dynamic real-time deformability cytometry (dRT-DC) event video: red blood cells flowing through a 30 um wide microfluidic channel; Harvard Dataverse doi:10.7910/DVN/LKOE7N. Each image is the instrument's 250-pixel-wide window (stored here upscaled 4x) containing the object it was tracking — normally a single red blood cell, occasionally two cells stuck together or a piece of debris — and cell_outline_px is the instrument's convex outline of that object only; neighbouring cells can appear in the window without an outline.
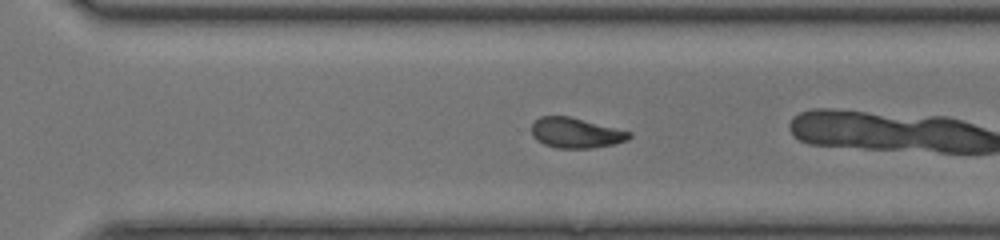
{"species": "common noctule bat (a hibernating species)", "species_latin": "Nyctalus noctula", "temperature_condition": "room temperature", "stored_images_in_passage": 47, "camera_frame_rate_fps": 3000, "um_per_image_px": 0.085, "animal": {"sex": "female", "body_mass_g": 17.0, "forearm_length_mm": 48.0}, "frame": {"image": 1, "passage_image": 31, "time_ms": 10.0, "image_size_px": [1000, 240], "cell_outline_px": [[632, 136], [628, 140], [612, 144], [592, 148], [556, 148], [544, 144], [536, 140], [532, 136], [532, 124], [540, 116], [568, 116], [632, 132]], "centroid_in_image_um": [48.93, 11.3], "position_along_channel_um": 321.7, "area_um2": 17.11}, "authors_computed_cell_mechanics": {"area_um2": 17.918, "velocity_mm_per_s": 4.255, "shape_relaxation_time_tau1_ms": 5.8719, "shape_relaxation_time_tau2_ms": 3.3068, "deformation_change_tau1": 0.175, "deformation_change_tau2": 0.1024}}